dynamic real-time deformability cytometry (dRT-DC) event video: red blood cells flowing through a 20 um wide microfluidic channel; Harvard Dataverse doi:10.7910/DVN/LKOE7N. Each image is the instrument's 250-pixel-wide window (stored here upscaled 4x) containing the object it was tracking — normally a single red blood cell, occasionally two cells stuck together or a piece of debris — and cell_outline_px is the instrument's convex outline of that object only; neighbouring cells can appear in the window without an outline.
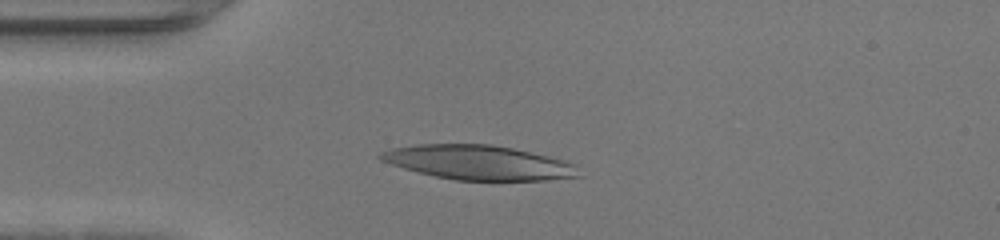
{"species": "human", "species_latin": "Homo sapiens", "temperature_condition": "warm", "stored_images_in_passage": 45, "camera_frame_rate_fps": 3000, "um_per_image_px": 0.085, "donor": {"sex": "female"}, "frame": {"image": 1, "passage_image": 10, "time_ms": 3.0, "image_size_px": [1000, 240], "cell_outline_px": [[580, 176], [544, 180], [456, 180], [436, 176], [404, 168], [380, 160], [376, 156], [380, 152], [392, 148], [416, 144], [492, 144], [512, 148], [564, 160], [572, 164]], "centroid_in_image_um": [40.61, 13.8], "position_along_channel_um": 44.4, "area_um2": 39.25}}
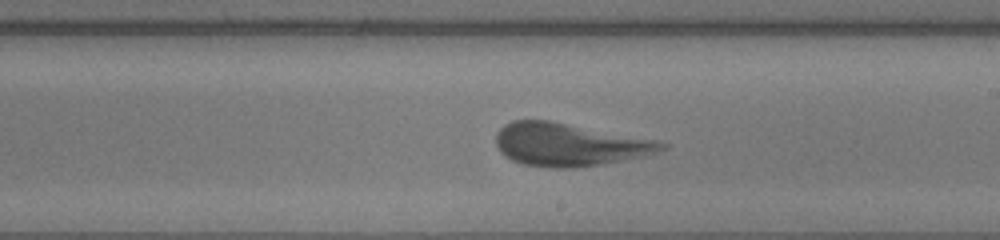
{"frame": {"image": 2, "passage_image": 25, "time_ms": 8.0, "image_size_px": [1000, 240], "cell_outline_px": [[668, 148], [656, 152], [640, 156], [600, 164], [572, 168], [552, 168], [524, 164], [512, 160], [504, 156], [500, 152], [496, 144], [496, 132], [504, 124], [512, 120], [548, 120], [656, 140], [668, 144]], "centroid_in_image_um": [48.31, 12.28], "position_along_channel_um": 240.7, "area_um2": 40.98}}
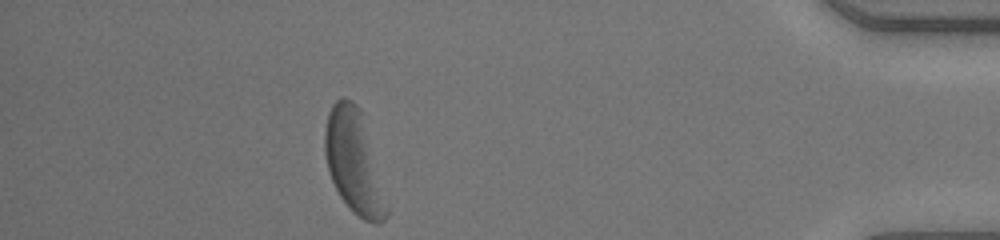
{"frame": {"image": 3, "passage_image": 40, "time_ms": 13.0, "image_size_px": [1000, 240], "cell_outline_px": [[388, 216], [380, 224], [372, 224], [364, 220], [352, 212], [340, 196], [332, 180], [328, 168], [324, 152], [324, 132], [328, 112], [332, 104], [340, 96], [344, 96], [352, 100], [364, 112], [388, 208]], "centroid_in_image_um": [30.09, 13.72], "position_along_channel_um": 405.1, "area_um2": 37.63}, "authors_computed_cell_mechanics": {"area_um2": 40.4022, "velocity_mm_per_s": 4.3183, "shape_relaxation_time_tau1_ms": 2.18, "shape_relaxation_time_tau2_ms": 1.4748, "deformation_change_tau1": 0.1283, "deformation_change_tau2": 0.112}}